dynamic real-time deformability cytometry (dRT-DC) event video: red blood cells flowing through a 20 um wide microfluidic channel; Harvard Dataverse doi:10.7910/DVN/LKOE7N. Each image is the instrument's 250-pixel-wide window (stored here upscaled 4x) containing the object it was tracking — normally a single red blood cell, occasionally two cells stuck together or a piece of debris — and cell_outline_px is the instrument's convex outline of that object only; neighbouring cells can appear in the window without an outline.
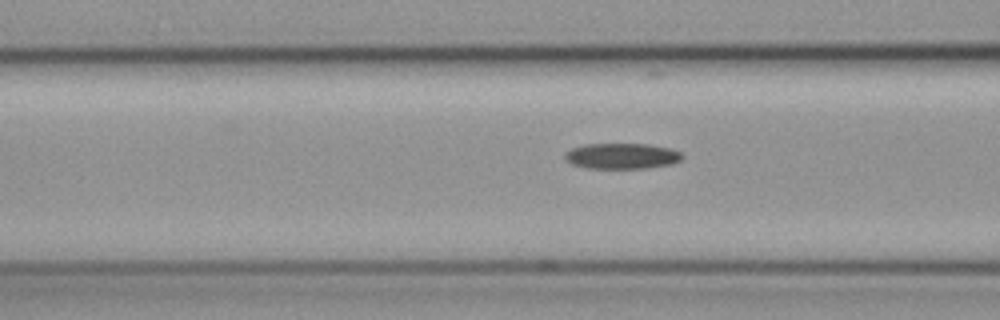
{"species": "common noctule bat (a hibernating species)", "species_latin": "Nyctalus noctula", "temperature_condition": "cold", "stored_images_in_passage": 29, "segment_of_instrument_passage": [2, 2], "camera_frame_rate_fps": 3000, "um_per_image_px": 0.085, "animal": {"sex": "female", "body_mass_g": 19.3, "forearm_length_mm": 54.1}, "frame": {"image": 1, "passage_image": 20, "time_ms": 6.333, "image_size_px": [1000, 320], "cell_outline_px": [[684, 156], [680, 160], [672, 164], [644, 168], [588, 168], [572, 164], [564, 156], [572, 148], [584, 144], [648, 144], [672, 148], [680, 152]], "centroid_in_image_um": [52.9, 13.25], "position_along_channel_um": 113.7, "area_um2": 17.46}}
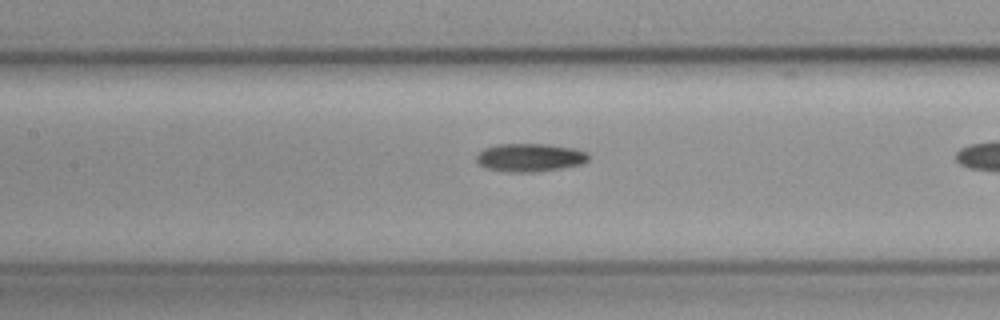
{"frame": {"image": 2, "passage_image": 24, "time_ms": 7.667, "image_size_px": [1000, 320], "cell_outline_px": [[588, 160], [580, 164], [560, 168], [536, 172], [504, 172], [484, 168], [476, 160], [476, 156], [484, 148], [500, 144], [548, 144], [576, 148], [588, 152]], "centroid_in_image_um": [45.03, 13.39], "position_along_channel_um": 162.4, "area_um2": 18.5}}